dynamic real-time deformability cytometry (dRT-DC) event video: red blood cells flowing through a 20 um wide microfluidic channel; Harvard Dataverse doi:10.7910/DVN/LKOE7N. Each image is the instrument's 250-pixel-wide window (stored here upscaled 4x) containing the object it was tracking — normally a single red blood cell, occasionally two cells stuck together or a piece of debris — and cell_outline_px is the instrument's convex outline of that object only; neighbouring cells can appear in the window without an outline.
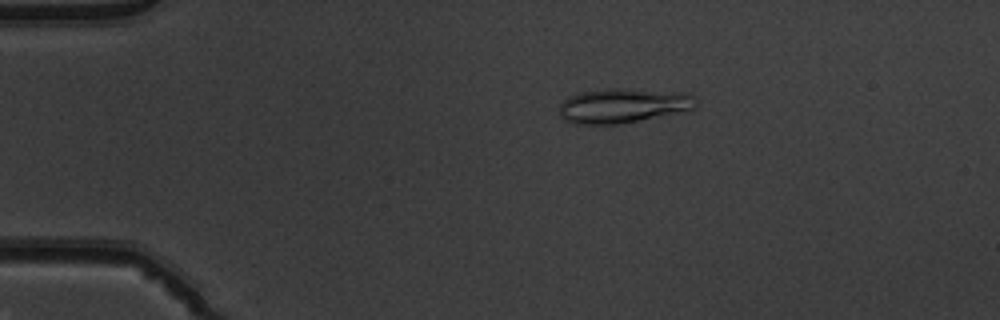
{"species": "common noctule bat (a hibernating species)", "species_latin": "Nyctalus noctula", "temperature_condition": "warm", "stored_images_in_passage": 42, "camera_frame_rate_fps": 3000, "um_per_image_px": 0.085, "animal": {"sex": "male", "body_mass_g": 19.5, "forearm_length_mm": 54.6}, "frame": {"image": 1, "passage_image": 1, "time_ms": 0.0, "image_size_px": [1000, 320], "cell_outline_px": [[696, 108], [620, 124], [572, 124], [564, 120], [560, 116], [560, 104], [568, 96], [580, 92], [612, 88], [616, 88], [688, 92], [692, 96], [696, 104]], "centroid_in_image_um": [52.92, 8.97], "position_along_channel_um": 32.1, "area_um2": 27.46}}
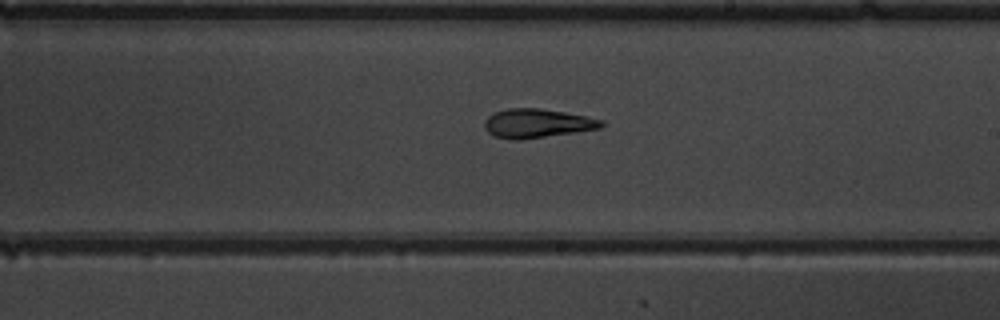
{"frame": {"image": 2, "passage_image": 21, "time_ms": 6.667, "image_size_px": [1000, 320], "cell_outline_px": [[604, 124], [600, 128], [576, 132], [520, 140], [512, 140], [492, 136], [484, 128], [484, 120], [488, 116], [496, 112], [508, 108], [540, 108], [564, 112], [604, 120]], "centroid_in_image_um": [45.62, 10.49], "position_along_channel_um": 243.4, "area_um2": 19.77}}
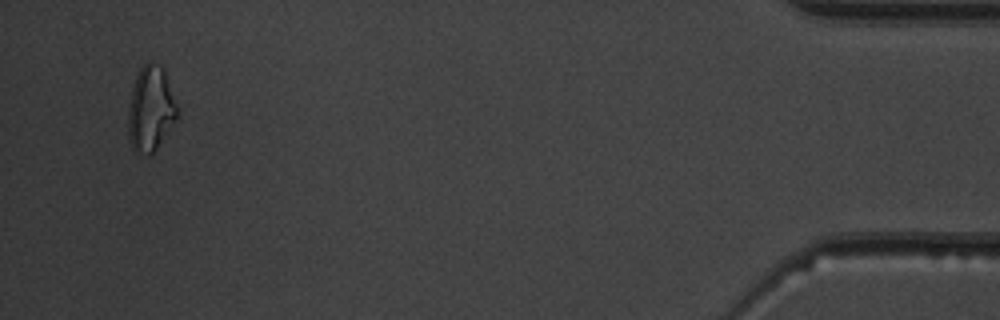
{"frame": {"image": 3, "passage_image": 40, "time_ms": 13.0, "image_size_px": [1000, 320], "cell_outline_px": [[176, 120], [156, 148], [148, 156], [132, 148], [128, 136], [128, 108], [132, 88], [136, 76], [140, 68], [148, 60], [152, 60], [164, 68], [176, 104]], "centroid_in_image_um": [12.78, 9.21], "position_along_channel_um": 422.4, "area_um2": 24.1}, "authors_computed_cell_mechanics": {"area_um2": 20.2878, "velocity_mm_per_s": 3.9997, "shape_relaxation_time_tau1_ms": null, "shape_relaxation_time_tau2_ms": 4.4129, "deformation_change_tau1": null, "deformation_change_tau2": 0.1398}}